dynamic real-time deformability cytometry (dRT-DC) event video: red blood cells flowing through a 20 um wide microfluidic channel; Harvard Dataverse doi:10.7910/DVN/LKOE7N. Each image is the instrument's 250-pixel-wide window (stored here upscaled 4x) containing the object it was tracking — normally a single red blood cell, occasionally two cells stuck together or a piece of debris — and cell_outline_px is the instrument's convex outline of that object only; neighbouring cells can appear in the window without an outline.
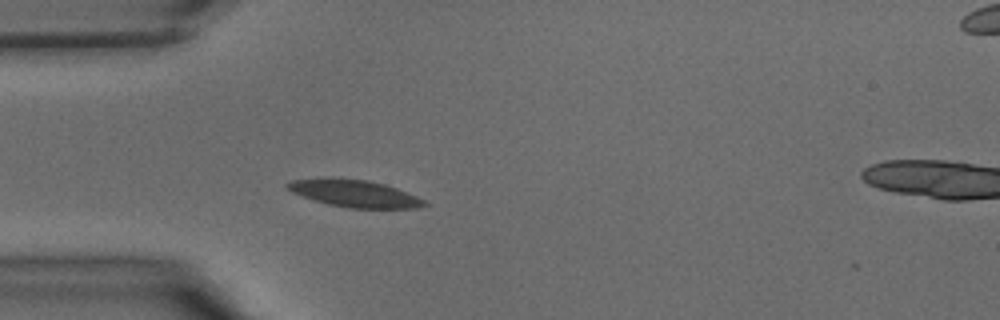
{"species": "common noctule bat (a hibernating species)", "species_latin": "Nyctalus noctula", "temperature_condition": "warm", "stored_images_in_passage": 31, "camera_frame_rate_fps": 3000, "um_per_image_px": 0.085, "animal": {"sex": "male", "body_mass_g": 15.6}, "frame": {"image": 1, "passage_image": 1, "time_ms": 0.0, "image_size_px": [1000, 320], "cell_outline_px": [[428, 204], [420, 208], [348, 208], [328, 204], [292, 192], [284, 184], [292, 180], [324, 176], [332, 176], [368, 180], [384, 184], [396, 188], [416, 196], [424, 200]], "centroid_in_image_um": [30.1, 16.41], "position_along_channel_um": 54.9, "area_um2": 21.91}}
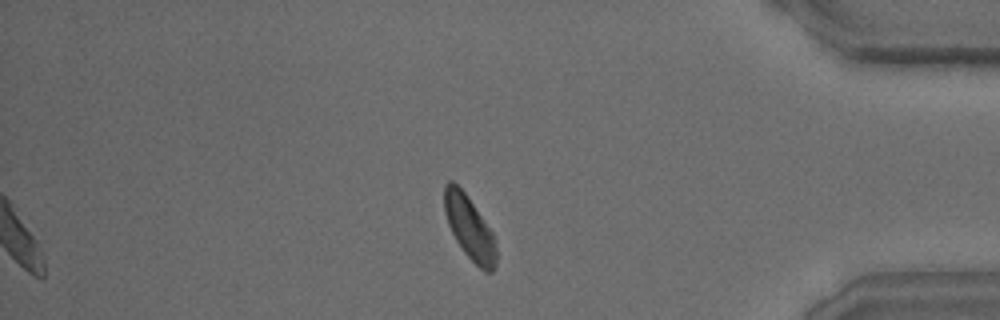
{"frame": {"image": 2, "passage_image": 24, "time_ms": 7.667, "image_size_px": [1000, 320], "cell_outline_px": [[496, 264], [492, 272], [484, 272], [464, 252], [456, 240], [448, 224], [444, 212], [444, 184], [448, 180], [452, 180], [464, 192], [492, 232], [496, 248]], "centroid_in_image_um": [39.89, 19.36], "position_along_channel_um": 395.3, "area_um2": 18.84}}
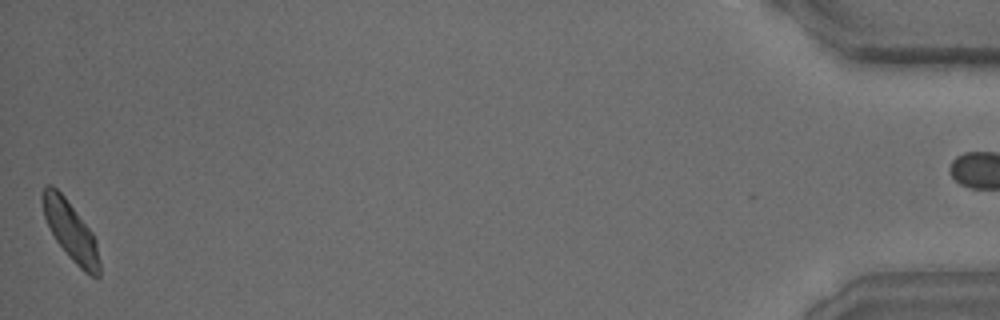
{"frame": {"image": 3, "passage_image": 30, "time_ms": 9.667, "image_size_px": [1000, 320], "cell_outline_px": [[100, 276], [92, 276], [84, 272], [72, 260], [56, 240], [44, 216], [40, 200], [40, 196], [44, 188], [48, 184], [52, 184], [64, 196], [92, 232], [96, 240], [100, 264]], "centroid_in_image_um": [5.99, 19.61], "position_along_channel_um": 429.2, "area_um2": 19.42}}